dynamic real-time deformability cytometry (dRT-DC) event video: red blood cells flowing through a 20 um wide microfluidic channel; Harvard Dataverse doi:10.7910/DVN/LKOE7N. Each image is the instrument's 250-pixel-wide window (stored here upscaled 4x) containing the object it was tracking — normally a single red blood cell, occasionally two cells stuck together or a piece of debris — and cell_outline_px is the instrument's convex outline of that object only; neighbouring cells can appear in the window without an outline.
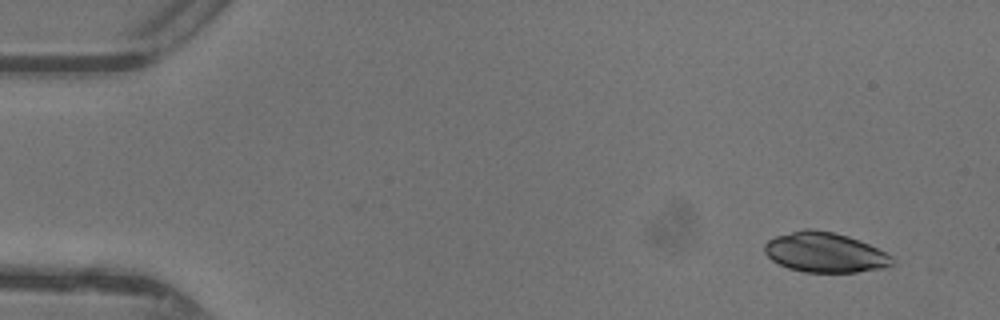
{"species": "common noctule bat (a hibernating species)", "species_latin": "Nyctalus noctula", "temperature_condition": "warm", "stored_images_in_passage": 13, "camera_frame_rate_fps": 3000, "um_per_image_px": 0.085, "animal": {"sex": "female"}, "frame": {"image": 1, "passage_image": 1, "time_ms": 0.0, "image_size_px": [1000, 320], "cell_outline_px": [[892, 264], [888, 268], [856, 272], [804, 272], [788, 268], [772, 260], [764, 252], [764, 244], [768, 240], [776, 236], [804, 228], [812, 228], [832, 232], [848, 236], [860, 240], [892, 256]], "centroid_in_image_um": [70.11, 21.45], "position_along_channel_um": 14.9, "area_um2": 29.71}}